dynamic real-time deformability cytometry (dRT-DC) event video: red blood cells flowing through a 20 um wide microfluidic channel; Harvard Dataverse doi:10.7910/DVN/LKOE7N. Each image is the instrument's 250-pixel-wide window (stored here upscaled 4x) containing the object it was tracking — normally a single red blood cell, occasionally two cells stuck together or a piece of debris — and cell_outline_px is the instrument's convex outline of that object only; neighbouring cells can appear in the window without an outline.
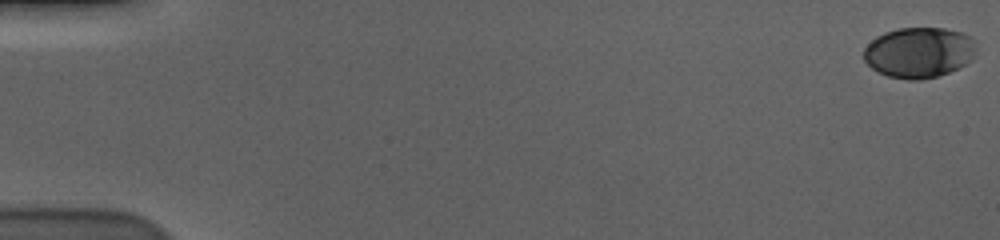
{"species": "human", "species_latin": "Homo sapiens", "temperature_condition": "cold", "stored_images_in_passage": 59, "camera_frame_rate_fps": 3000, "um_per_image_px": 0.085, "donor": {"sex": "male"}, "frame": {"image": 1, "passage_image": 1, "time_ms": 0.0, "image_size_px": [1000, 240], "cell_outline_px": [[976, 48], [972, 56], [964, 64], [948, 72], [936, 76], [920, 80], [908, 80], [888, 76], [872, 68], [864, 60], [864, 48], [876, 36], [884, 32], [900, 28], [944, 28], [960, 32], [972, 36], [976, 40]], "centroid_in_image_um": [78.11, 4.44], "position_along_channel_um": 6.9, "area_um2": 33.0}}
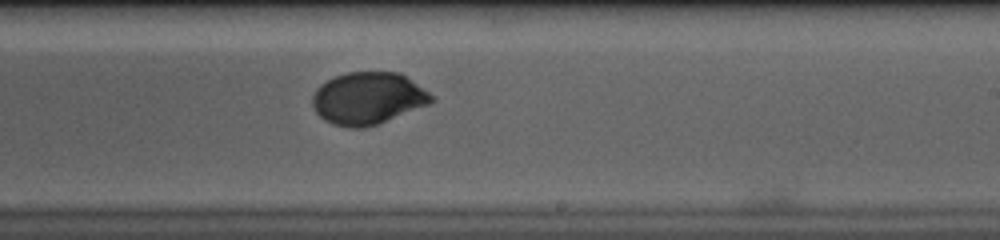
{"frame": {"image": 2, "passage_image": 37, "time_ms": 12.0, "image_size_px": [1000, 240], "cell_outline_px": [[436, 100], [428, 104], [376, 124], [364, 128], [348, 128], [332, 124], [324, 120], [316, 112], [312, 104], [312, 96], [316, 88], [320, 84], [336, 76], [348, 72], [400, 72], [428, 92]], "centroid_in_image_um": [31.24, 8.36], "position_along_channel_um": 257.8, "area_um2": 35.89}}
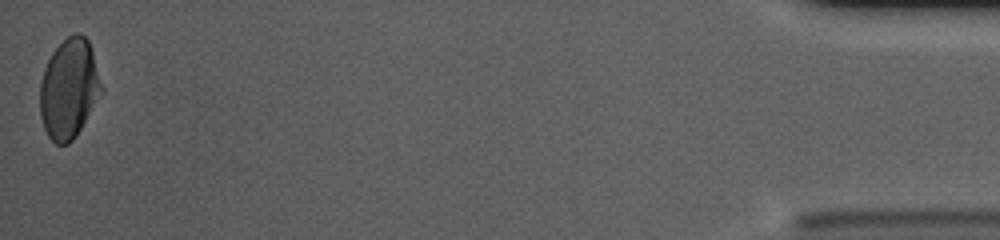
{"frame": {"image": 3, "passage_image": 59, "time_ms": 19.333, "image_size_px": [1000, 240], "cell_outline_px": [[104, 92], [72, 140], [68, 144], [56, 144], [48, 136], [44, 128], [40, 116], [40, 80], [44, 68], [52, 52], [68, 36], [76, 32], [80, 32], [88, 40], [92, 52]], "centroid_in_image_um": [5.86, 7.54], "position_along_channel_um": 429.3, "area_um2": 35.6}, "authors_computed_cell_mechanics": {"area_um2": 35.6048, "velocity_mm_per_s": 3.5608, "shape_relaxation_time_tau1_ms": 4.7331, "shape_relaxation_time_tau2_ms": null, "deformation_change_tau1": 0.155, "deformation_change_tau2": null}}